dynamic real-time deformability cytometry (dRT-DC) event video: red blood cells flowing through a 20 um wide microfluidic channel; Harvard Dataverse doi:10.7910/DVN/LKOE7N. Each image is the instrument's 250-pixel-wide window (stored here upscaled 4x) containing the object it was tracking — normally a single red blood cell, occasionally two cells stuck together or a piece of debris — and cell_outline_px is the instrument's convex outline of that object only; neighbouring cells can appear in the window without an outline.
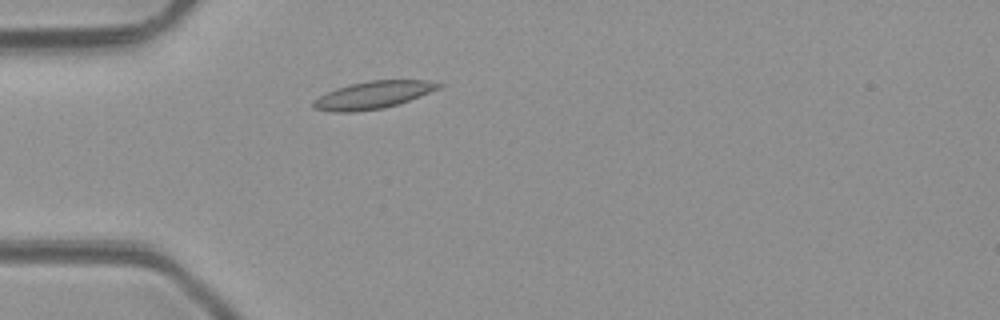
{"species": "common noctule bat (a hibernating species)", "species_latin": "Nyctalus noctula", "temperature_condition": "room temperature", "stored_images_in_passage": 2, "camera_frame_rate_fps": 3000, "um_per_image_px": 0.085, "animal": {"sex": "male", "body_mass_g": 23.1, "forearm_length_mm": 52.7}, "frame": {"image": 1, "passage_image": 2, "time_ms": 1.333, "image_size_px": [1000, 320], "cell_outline_px": [[444, 84], [440, 88], [408, 100], [384, 108], [352, 112], [332, 112], [312, 108], [312, 100], [336, 88], [368, 80], [424, 80]], "centroid_in_image_um": [31.67, 8.08], "position_along_channel_um": 53.3, "area_um2": 19.83}}